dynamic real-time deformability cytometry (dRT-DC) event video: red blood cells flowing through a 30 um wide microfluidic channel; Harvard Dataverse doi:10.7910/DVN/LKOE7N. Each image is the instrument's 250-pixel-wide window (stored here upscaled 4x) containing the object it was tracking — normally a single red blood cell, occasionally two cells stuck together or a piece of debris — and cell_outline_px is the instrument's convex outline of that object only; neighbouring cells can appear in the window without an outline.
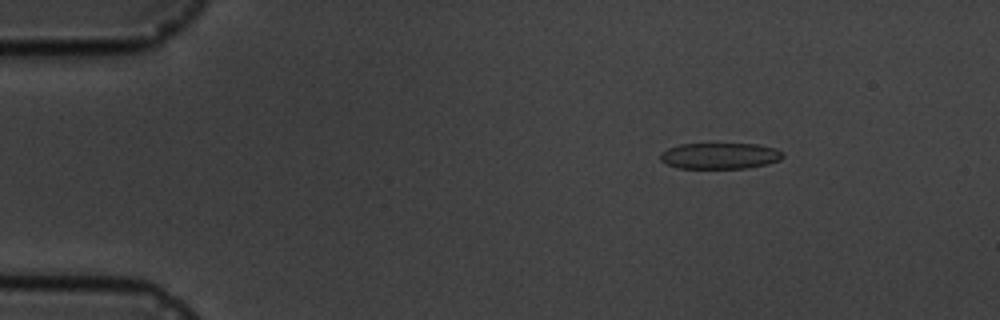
{"species": "common noctule bat (a hibernating species)", "species_latin": "Nyctalus noctula", "temperature_condition": "cold", "stored_images_in_passage": 14, "camera_frame_rate_fps": 3000, "um_per_image_px": 0.085, "animal": {"sex": "male", "body_mass_g": 19.5, "forearm_length_mm": 54.6}, "frame": {"image": 1, "passage_image": 3, "time_ms": 2.333, "image_size_px": [1000, 320], "cell_outline_px": [[784, 156], [780, 160], [768, 164], [748, 168], [676, 168], [660, 160], [660, 152], [668, 148], [680, 144], [756, 144], [776, 148], [784, 152]], "centroid_in_image_um": [61.21, 13.25], "position_along_channel_um": 23.8, "area_um2": 18.79}}
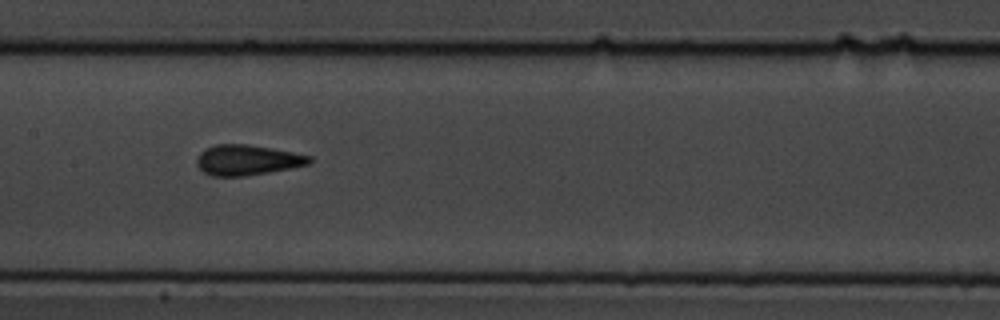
{"frame": {"image": 2, "passage_image": 9, "time_ms": 9.0, "image_size_px": [1000, 320], "cell_outline_px": [[312, 164], [268, 172], [244, 176], [212, 176], [204, 172], [196, 164], [196, 156], [200, 152], [216, 144], [248, 144], [272, 148], [312, 156]], "centroid_in_image_um": [21.03, 13.6], "position_along_channel_um": 186.4, "area_um2": 19.94}}
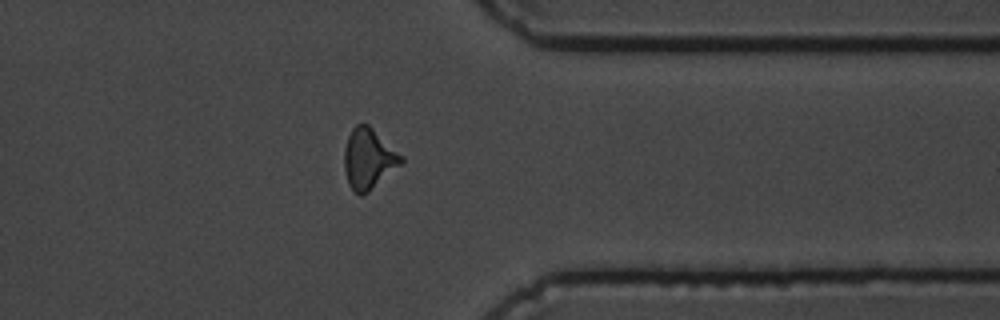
{"frame": {"image": 3, "passage_image": 14, "time_ms": 14.667, "image_size_px": [1000, 320], "cell_outline_px": [[404, 160], [400, 164], [368, 192], [360, 196], [348, 184], [344, 168], [344, 148], [348, 136], [352, 128], [356, 124], [368, 124], [404, 156]], "centroid_in_image_um": [31.32, 13.47], "position_along_channel_um": 380.1, "area_um2": 19.88}, "authors_computed_cell_mechanics": {"area_um2": 19.7098, "velocity_mm_per_s": 3.5482, "shape_relaxation_time_tau1_ms": 7.298, "shape_relaxation_time_tau2_ms": 0.9899, "deformation_change_tau1": 0.1599, "deformation_change_tau2": 0.046}}